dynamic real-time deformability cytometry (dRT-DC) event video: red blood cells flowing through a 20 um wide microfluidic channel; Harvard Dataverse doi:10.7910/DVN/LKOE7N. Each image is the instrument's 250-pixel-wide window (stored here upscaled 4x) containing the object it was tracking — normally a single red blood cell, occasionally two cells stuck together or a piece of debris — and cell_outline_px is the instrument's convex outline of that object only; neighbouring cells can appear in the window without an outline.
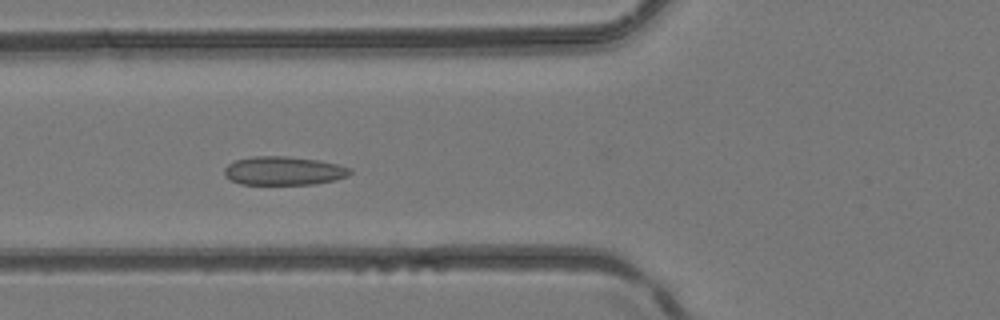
{"species": "common noctule bat (a hibernating species)", "species_latin": "Nyctalus noctula", "temperature_condition": "room temperature", "stored_images_in_passage": 4, "camera_frame_rate_fps": 3000, "um_per_image_px": 0.085, "animal": {"sex": "female", "body_mass_g": 24.6, "forearm_length_mm": 56.2}, "frame": {"image": 1, "passage_image": 4, "time_ms": 1.0, "image_size_px": [1000, 320], "cell_outline_px": [[352, 172], [348, 176], [336, 180], [312, 184], [240, 184], [224, 176], [224, 168], [228, 164], [236, 160], [252, 156], [288, 156], [320, 160], [340, 164], [352, 168]], "centroid_in_image_um": [24.15, 14.51], "position_along_channel_um": 101.7, "area_um2": 21.21}}